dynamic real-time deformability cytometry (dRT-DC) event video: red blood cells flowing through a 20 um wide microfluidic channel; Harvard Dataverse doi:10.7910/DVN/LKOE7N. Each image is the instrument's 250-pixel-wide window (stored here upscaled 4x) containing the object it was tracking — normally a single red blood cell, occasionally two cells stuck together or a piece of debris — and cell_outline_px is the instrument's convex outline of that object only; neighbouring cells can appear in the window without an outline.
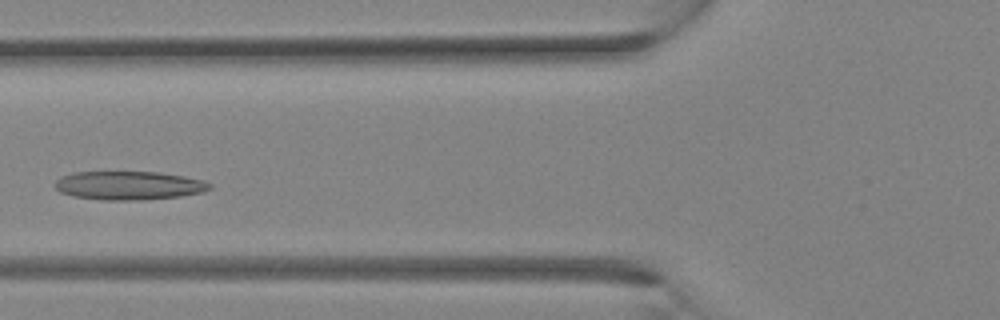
{"species": "Egyptian fruit bat (a non-hibernating species)", "species_latin": "Rousettus aegyptiacus", "temperature_condition": "room temperature", "stored_images_in_passage": 24, "camera_frame_rate_fps": 3000, "um_per_image_px": 0.085, "animal": {"sex": "female"}, "frame": {"image": 1, "passage_image": 4, "time_ms": 1.0, "image_size_px": [1000, 320], "cell_outline_px": [[212, 188], [204, 192], [180, 196], [140, 200], [104, 200], [72, 196], [60, 192], [52, 184], [60, 176], [72, 172], [160, 172], [184, 176], [204, 180], [212, 184]], "centroid_in_image_um": [10.95, 15.76], "position_along_channel_um": 114.9, "area_um2": 26.07}}
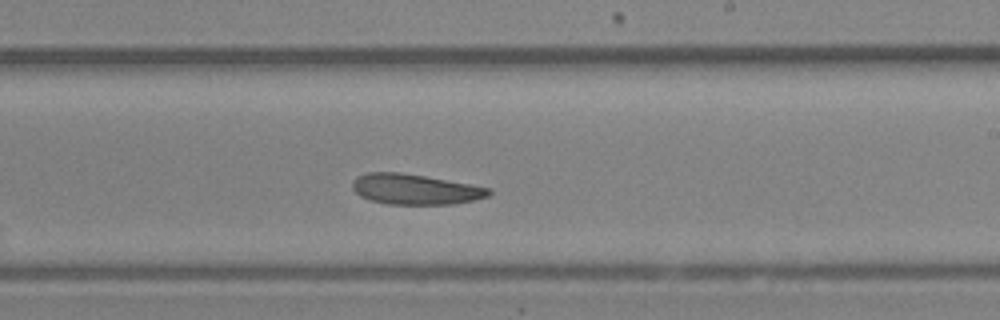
{"frame": {"image": 2, "passage_image": 11, "time_ms": 3.333, "image_size_px": [1000, 320], "cell_outline_px": [[492, 192], [488, 196], [472, 200], [452, 204], [388, 204], [372, 200], [360, 196], [352, 188], [352, 180], [356, 176], [368, 172], [400, 172], [424, 176], [492, 188]], "centroid_in_image_um": [35.26, 16.08], "position_along_channel_um": 253.7, "area_um2": 24.04}}
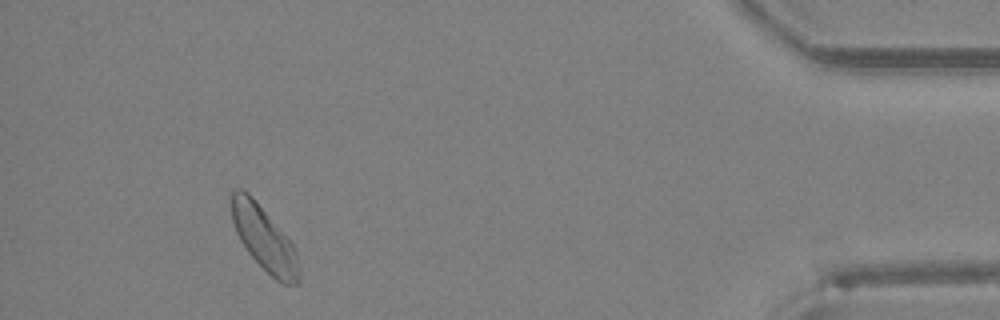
{"frame": {"image": 3, "passage_image": 22, "time_ms": 7.0, "image_size_px": [1000, 320], "cell_outline_px": [[300, 280], [296, 284], [284, 284], [276, 280], [248, 252], [240, 240], [236, 232], [232, 220], [228, 196], [236, 188], [244, 188], [252, 196], [292, 244], [296, 252], [300, 268]], "centroid_in_image_um": [22.41, 20.24], "position_along_channel_um": 412.8, "area_um2": 25.14}}